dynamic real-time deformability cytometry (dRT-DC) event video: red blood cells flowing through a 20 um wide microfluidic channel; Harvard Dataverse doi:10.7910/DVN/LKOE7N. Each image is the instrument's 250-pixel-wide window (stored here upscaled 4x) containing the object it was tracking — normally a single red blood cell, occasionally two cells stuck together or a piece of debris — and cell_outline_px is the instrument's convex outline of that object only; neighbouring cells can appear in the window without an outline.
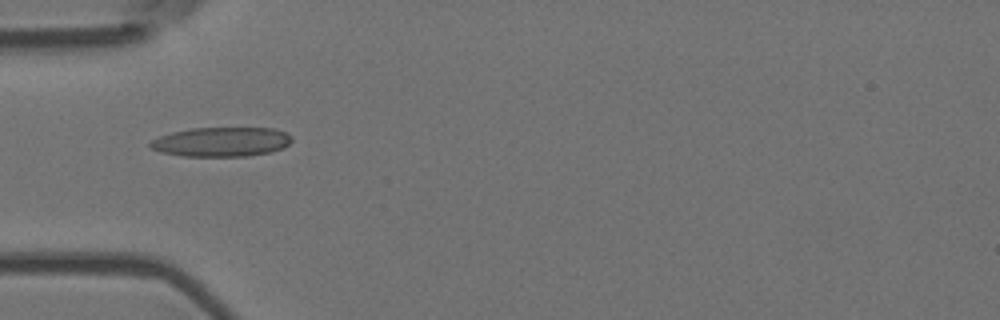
{"species": "Egyptian fruit bat (a non-hibernating species)", "species_latin": "Rousettus aegyptiacus", "temperature_condition": "room temperature", "stored_images_in_passage": 7, "camera_frame_rate_fps": 3000, "um_per_image_px": 0.085, "animal": {"sex": "female"}, "frame": {"image": 1, "passage_image": 1, "time_ms": 0.0, "image_size_px": [1000, 320], "cell_outline_px": [[292, 140], [284, 148], [272, 152], [248, 156], [184, 156], [160, 152], [152, 148], [148, 144], [152, 140], [160, 136], [172, 132], [192, 128], [276, 128], [292, 136]], "centroid_in_image_um": [18.85, 12.06], "position_along_channel_um": 66.2, "area_um2": 24.33}}
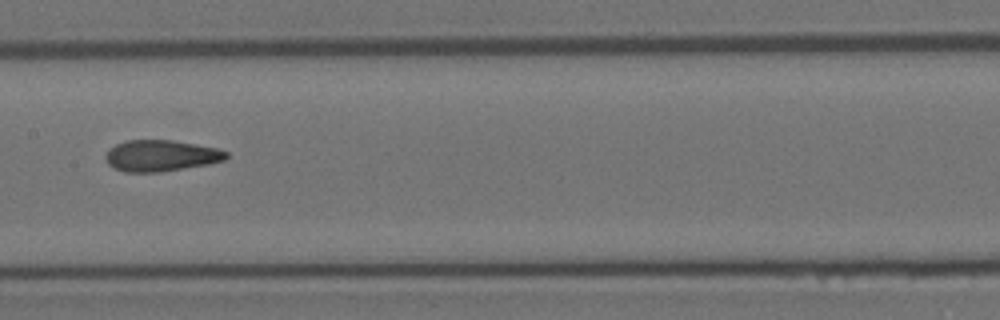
{"frame": {"image": 2, "passage_image": 4, "time_ms": 1.0, "image_size_px": [1000, 320], "cell_outline_px": [[228, 156], [224, 160], [208, 164], [160, 172], [124, 172], [112, 168], [104, 160], [104, 156], [108, 148], [116, 144], [128, 140], [172, 140], [196, 144], [216, 148], [228, 152]], "centroid_in_image_um": [13.62, 13.23], "position_along_channel_um": 193.8, "area_um2": 22.14}}
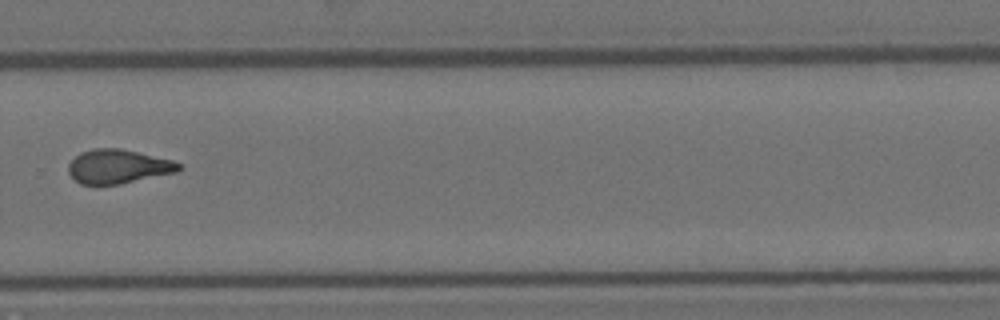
{"frame": {"image": 3, "passage_image": 7, "time_ms": 2.0, "image_size_px": [1000, 320], "cell_outline_px": [[184, 168], [176, 172], [120, 184], [80, 184], [68, 172], [68, 164], [80, 152], [92, 148], [120, 148], [172, 160], [180, 164]], "centroid_in_image_um": [10.04, 14.14], "position_along_channel_um": 319.8, "area_um2": 21.79}}